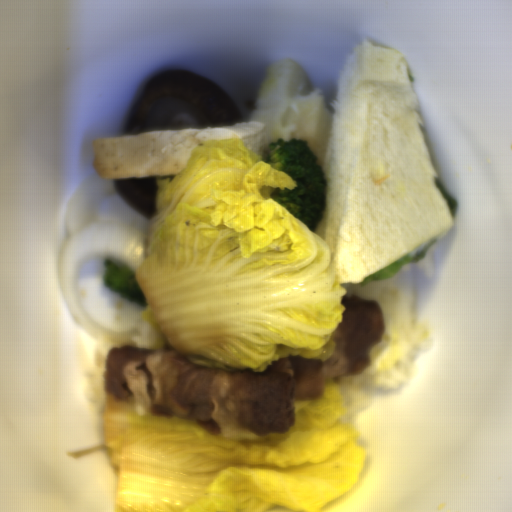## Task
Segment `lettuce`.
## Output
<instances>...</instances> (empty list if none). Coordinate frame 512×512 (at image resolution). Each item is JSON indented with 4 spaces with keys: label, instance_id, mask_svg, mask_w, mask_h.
<instances>
[{
    "label": "lettuce",
    "instance_id": "9fb2a089",
    "mask_svg": "<svg viewBox=\"0 0 512 512\" xmlns=\"http://www.w3.org/2000/svg\"><path fill=\"white\" fill-rule=\"evenodd\" d=\"M433 244L434 241L432 239L429 242L423 244L422 246L416 248L415 250L409 252L408 254L402 256L401 258L395 260L394 262L366 276L361 281V283L357 285H368L373 281L392 279L393 275L396 273L398 269L405 267L407 265L417 264L418 262L423 260L427 252L433 247Z\"/></svg>",
    "mask_w": 512,
    "mask_h": 512
},
{
    "label": "lettuce",
    "instance_id": "494a5c6d",
    "mask_svg": "<svg viewBox=\"0 0 512 512\" xmlns=\"http://www.w3.org/2000/svg\"><path fill=\"white\" fill-rule=\"evenodd\" d=\"M435 184L446 199L450 211L451 218L455 215L456 208H457V199L453 198L450 193L447 191L446 187L444 186L443 182L435 175Z\"/></svg>",
    "mask_w": 512,
    "mask_h": 512
}]
</instances>
